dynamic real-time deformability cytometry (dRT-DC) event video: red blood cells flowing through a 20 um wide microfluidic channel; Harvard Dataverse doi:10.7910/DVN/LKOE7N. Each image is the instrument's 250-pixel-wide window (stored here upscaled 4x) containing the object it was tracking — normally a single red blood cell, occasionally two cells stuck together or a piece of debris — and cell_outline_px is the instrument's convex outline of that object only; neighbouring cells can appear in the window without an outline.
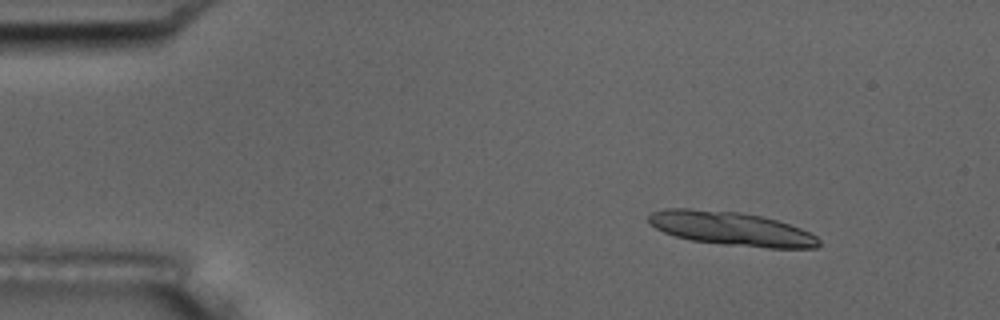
{"species": "common noctule bat (a hibernating species)", "species_latin": "Nyctalus noctula", "temperature_condition": "room temperature", "stored_images_in_passage": 5, "camera_frame_rate_fps": 3000, "um_per_image_px": 0.085, "animal": {"sex": "male", "body_mass_g": 17.5, "forearm_length_mm": 52.3}, "frame": {"image": 1, "passage_image": 2, "time_ms": 1.0, "image_size_px": [1000, 320], "cell_outline_px": [[820, 244], [816, 248], [768, 248], [724, 244], [692, 240], [676, 236], [664, 232], [656, 228], [648, 220], [648, 216], [652, 212], [664, 208], [688, 208], [740, 212], [760, 216], [776, 220], [800, 228], [816, 236], [820, 240]], "centroid_in_image_um": [62.16, 19.43], "position_along_channel_um": 22.8, "area_um2": 33.29}}